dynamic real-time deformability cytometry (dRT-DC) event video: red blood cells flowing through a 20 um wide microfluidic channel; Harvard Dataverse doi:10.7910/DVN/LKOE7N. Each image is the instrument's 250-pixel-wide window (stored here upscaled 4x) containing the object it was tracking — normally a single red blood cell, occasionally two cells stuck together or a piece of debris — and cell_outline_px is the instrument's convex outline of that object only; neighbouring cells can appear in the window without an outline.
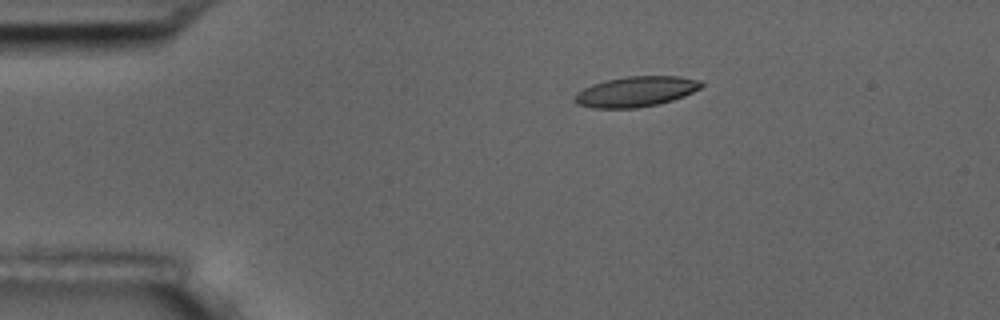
{"species": "common noctule bat (a hibernating species)", "species_latin": "Nyctalus noctula", "temperature_condition": "room temperature", "stored_images_in_passage": 56, "camera_frame_rate_fps": 3000, "um_per_image_px": 0.085, "animal": {"sex": "male", "body_mass_g": 17.5, "forearm_length_mm": 52.3}, "frame": {"image": 1, "passage_image": 11, "time_ms": 3.333, "image_size_px": [1000, 320], "cell_outline_px": [[704, 84], [700, 88], [684, 96], [672, 100], [656, 104], [636, 108], [592, 108], [576, 104], [572, 100], [576, 92], [592, 84], [604, 80], [628, 76], [680, 76], [700, 80]], "centroid_in_image_um": [54.01, 7.78], "position_along_channel_um": 31.0, "area_um2": 22.48}}
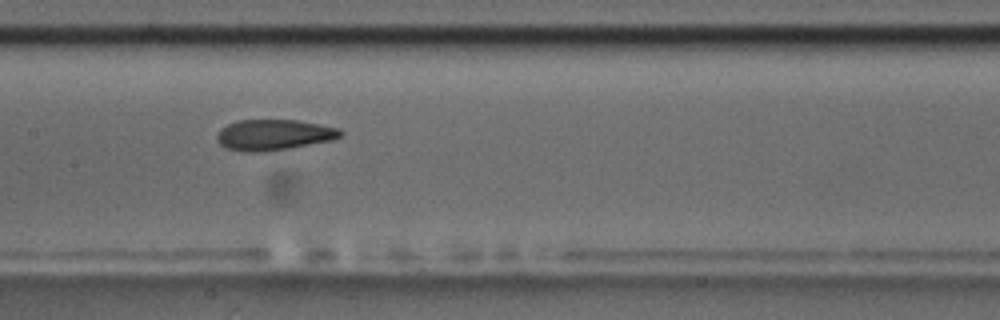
{"frame": {"image": 2, "passage_image": 28, "time_ms": 9.0, "image_size_px": [1000, 320], "cell_outline_px": [[344, 136], [332, 140], [288, 148], [264, 152], [244, 152], [228, 148], [220, 144], [216, 140], [216, 136], [220, 128], [236, 120], [300, 120], [340, 128], [344, 132]], "centroid_in_image_um": [23.29, 11.45], "position_along_channel_um": 184.1, "area_um2": 22.37}}
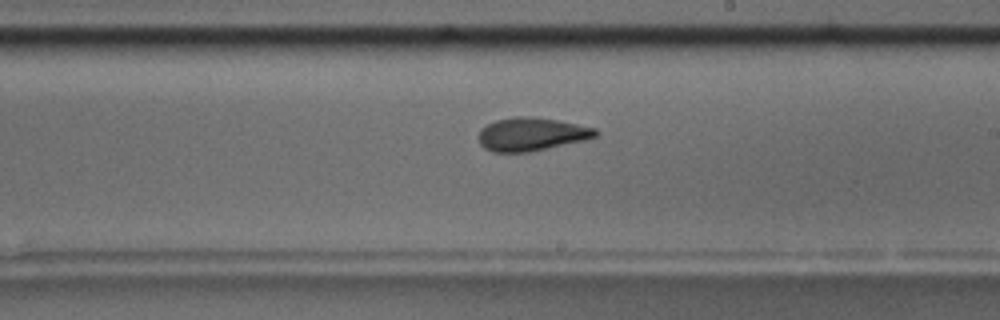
{"frame": {"image": 3, "passage_image": 33, "time_ms": 10.667, "image_size_px": [1000, 320], "cell_outline_px": [[600, 132], [596, 136], [584, 140], [548, 148], [528, 152], [492, 152], [484, 148], [480, 144], [476, 136], [480, 128], [496, 120], [516, 116], [532, 116], [556, 120], [596, 128]], "centroid_in_image_um": [45.13, 11.4], "position_along_channel_um": 243.9, "area_um2": 22.77}, "authors_computed_cell_mechanics": {"area_um2": 22.3975, "velocity_mm_per_s": 3.5983, "shape_relaxation_time_tau1_ms": 8.2527, "shape_relaxation_time_tau2_ms": 2.295, "deformation_change_tau1": 0.1927, "deformation_change_tau2": 0.0875}}